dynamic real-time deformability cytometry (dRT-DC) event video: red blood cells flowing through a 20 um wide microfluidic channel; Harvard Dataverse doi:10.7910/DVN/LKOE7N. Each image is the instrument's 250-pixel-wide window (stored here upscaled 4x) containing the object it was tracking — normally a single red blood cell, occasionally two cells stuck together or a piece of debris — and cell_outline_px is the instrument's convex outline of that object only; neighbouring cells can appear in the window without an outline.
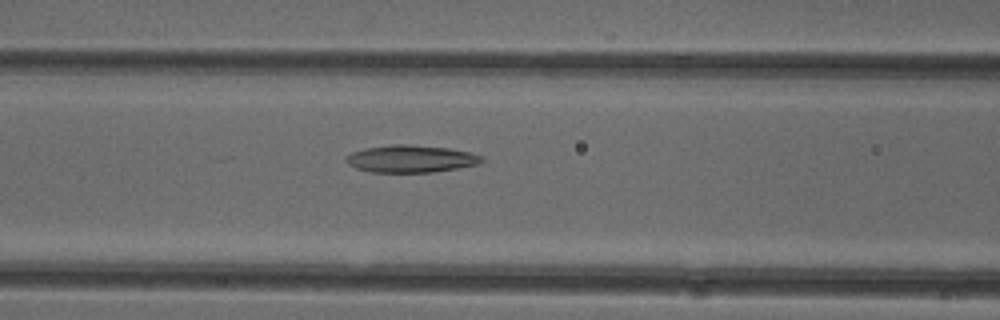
{"species": "common noctule bat (a hibernating species)", "species_latin": "Nyctalus noctula", "temperature_condition": "cold", "stored_images_in_passage": 46, "camera_frame_rate_fps": 3000, "um_per_image_px": 0.085, "animal": {"sex": "female"}, "frame": {"image": 1, "passage_image": 15, "time_ms": 4.667, "image_size_px": [1000, 320], "cell_outline_px": [[484, 160], [480, 164], [432, 172], [372, 172], [356, 168], [348, 164], [344, 160], [344, 156], [352, 152], [364, 148], [392, 144], [412, 144], [452, 148], [472, 152], [484, 156]], "centroid_in_image_um": [34.94, 13.48], "position_along_channel_um": 131.7, "area_um2": 21.96}}
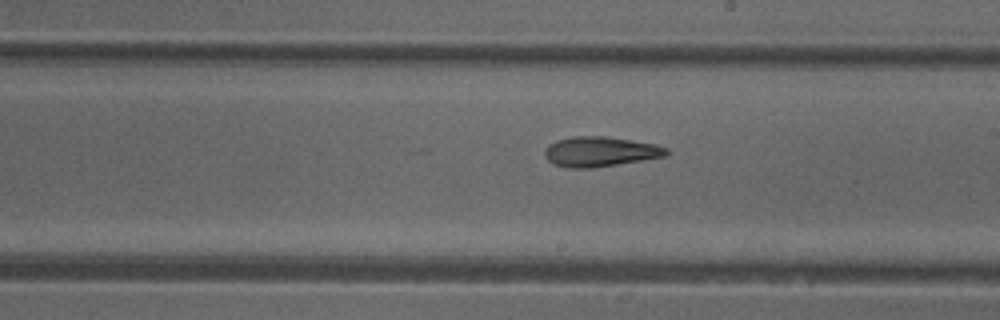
{"frame": {"image": 2, "passage_image": 23, "time_ms": 7.333, "image_size_px": [1000, 320], "cell_outline_px": [[668, 156], [592, 168], [568, 168], [552, 164], [544, 156], [544, 148], [548, 144], [556, 140], [572, 136], [608, 136], [656, 144], [668, 148]], "centroid_in_image_um": [50.99, 12.88], "position_along_channel_um": 238.0, "area_um2": 21.56}}
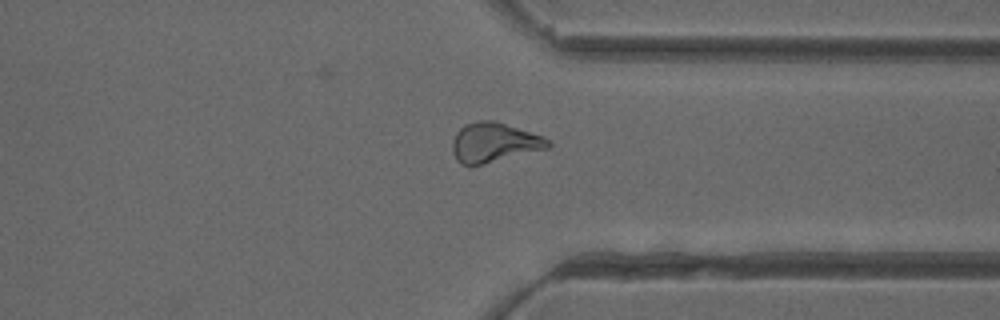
{"frame": {"image": 3, "passage_image": 33, "time_ms": 10.667, "image_size_px": [1000, 320], "cell_outline_px": [[552, 144], [548, 148], [484, 164], [460, 164], [456, 160], [452, 152], [452, 140], [456, 132], [464, 124], [480, 120], [492, 120], [544, 136], [552, 140]], "centroid_in_image_um": [42.0, 12.11], "position_along_channel_um": 369.4, "area_um2": 22.08}, "authors_computed_cell_mechanics": {"area_um2": 21.8195, "velocity_mm_per_s": 3.9877, "shape_relaxation_time_tau1_ms": null, "shape_relaxation_time_tau2_ms": 6.953, "deformation_change_tau1": null, "deformation_change_tau2": 0.1902}}